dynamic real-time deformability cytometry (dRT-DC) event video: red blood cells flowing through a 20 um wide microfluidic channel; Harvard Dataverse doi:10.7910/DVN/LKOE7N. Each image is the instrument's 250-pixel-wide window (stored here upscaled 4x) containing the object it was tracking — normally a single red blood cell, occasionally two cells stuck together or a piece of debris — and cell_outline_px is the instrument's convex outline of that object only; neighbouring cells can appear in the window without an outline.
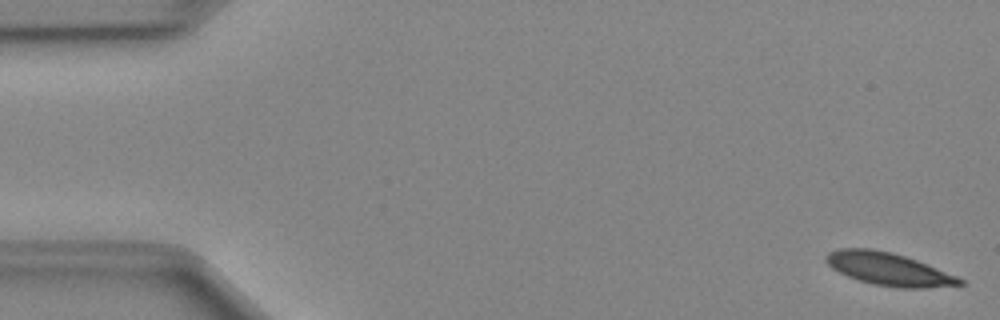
{"species": "Egyptian fruit bat (a non-hibernating species)", "species_latin": "Rousettus aegyptiacus", "temperature_condition": "cold", "stored_images_in_passage": 50, "camera_frame_rate_fps": 3000, "um_per_image_px": 0.085, "animal": {"sex": "female"}, "frame": {"image": 1, "passage_image": 1, "time_ms": 0.0, "image_size_px": [1000, 320], "cell_outline_px": [[964, 284], [924, 288], [896, 288], [872, 284], [848, 276], [832, 268], [824, 260], [824, 256], [828, 252], [840, 248], [872, 248], [904, 256], [916, 260], [956, 276], [964, 280]], "centroid_in_image_um": [75.49, 22.87], "position_along_channel_um": 9.5, "area_um2": 25.26}}
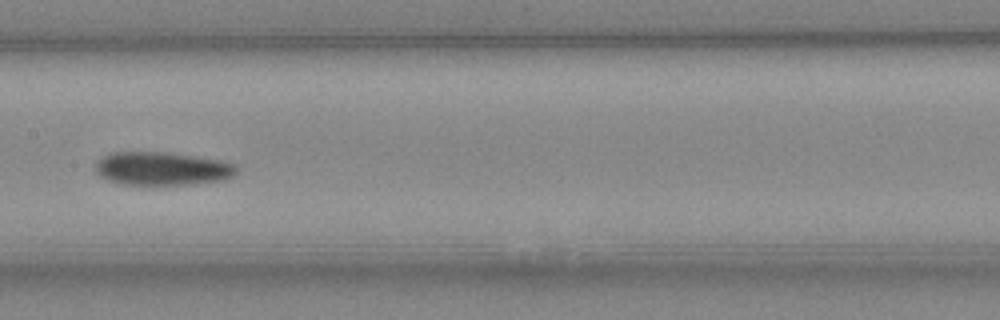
{"frame": {"image": 2, "passage_image": 25, "time_ms": 8.0, "image_size_px": [1000, 320], "cell_outline_px": [[236, 172], [232, 176], [224, 180], [188, 184], [120, 184], [108, 180], [100, 176], [96, 172], [96, 160], [112, 152], [168, 152], [220, 160], [232, 164], [236, 168]], "centroid_in_image_um": [13.74, 14.32], "position_along_channel_um": 193.7, "area_um2": 27.17}}
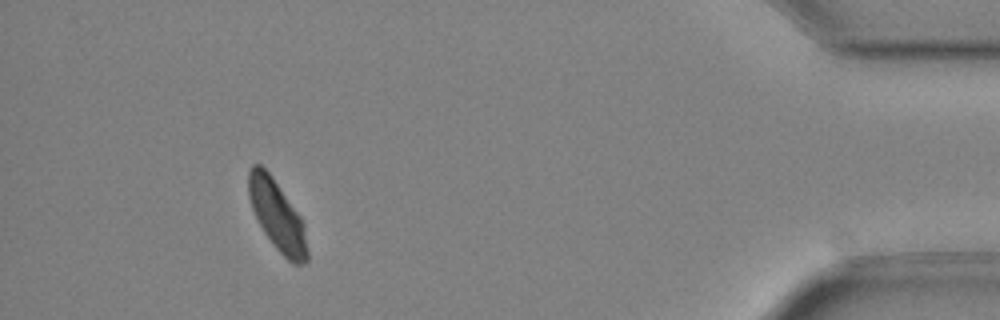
{"frame": {"image": 3, "passage_image": 46, "time_ms": 15.0, "image_size_px": [1000, 320], "cell_outline_px": [[308, 260], [304, 264], [292, 264], [276, 248], [264, 232], [252, 208], [248, 196], [248, 172], [252, 164], [260, 164], [272, 176], [300, 216], [304, 224], [308, 252]], "centroid_in_image_um": [23.56, 18.32], "position_along_channel_um": 411.6, "area_um2": 23.81}, "authors_computed_cell_mechanics": {"area_um2": 25.9811, "velocity_mm_per_s": 3.9735, "shape_relaxation_time_tau1_ms": 3.8832, "shape_relaxation_time_tau2_ms": 5.8343, "deformation_change_tau1": 0.101, "deformation_change_tau2": 0.1063}}